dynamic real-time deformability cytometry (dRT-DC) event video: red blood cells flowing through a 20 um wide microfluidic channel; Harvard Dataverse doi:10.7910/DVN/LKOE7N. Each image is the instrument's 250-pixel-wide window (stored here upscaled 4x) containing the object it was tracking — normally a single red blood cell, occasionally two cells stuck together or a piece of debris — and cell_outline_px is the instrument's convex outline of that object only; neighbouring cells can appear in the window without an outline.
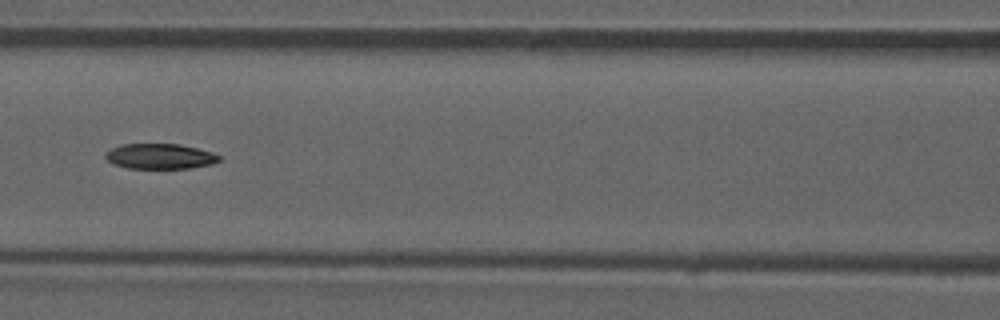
{"species": "common noctule bat (a hibernating species)", "species_latin": "Nyctalus noctula", "temperature_condition": "room temperature", "stored_images_in_passage": 52, "camera_frame_rate_fps": 3000, "um_per_image_px": 0.085, "animal": {"sex": "male", "forearm_length_mm": 52.5}, "frame": {"image": 1, "passage_image": 23, "time_ms": 7.333, "image_size_px": [1000, 320], "cell_outline_px": [[220, 160], [212, 164], [192, 168], [128, 168], [112, 164], [104, 156], [112, 148], [124, 144], [180, 144], [212, 152], [220, 156]], "centroid_in_image_um": [13.62, 13.29], "position_along_channel_um": 153.0, "area_um2": 16.65}, "authors_computed_cell_mechanics": {"area_um2": 17.8602, "velocity_mm_per_s": 3.9137, "shape_relaxation_time_tau1_ms": null, "shape_relaxation_time_tau2_ms": 9.2962, "deformation_change_tau1": null, "deformation_change_tau2": 0.159}}